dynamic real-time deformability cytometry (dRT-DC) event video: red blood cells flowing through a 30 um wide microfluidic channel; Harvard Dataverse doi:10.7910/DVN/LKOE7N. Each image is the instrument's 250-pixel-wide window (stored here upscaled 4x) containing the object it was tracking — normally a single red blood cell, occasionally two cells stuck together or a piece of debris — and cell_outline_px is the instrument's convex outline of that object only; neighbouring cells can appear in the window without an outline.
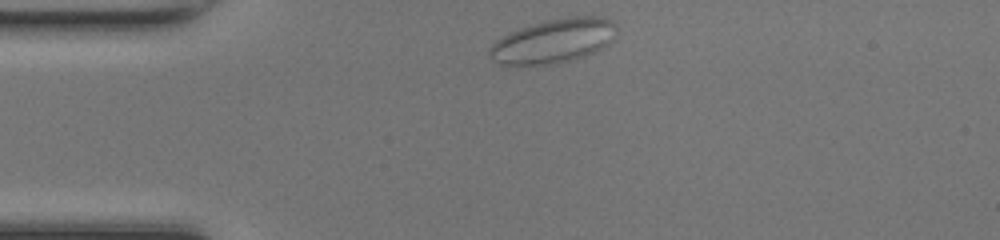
{"species": "common noctule bat (a hibernating species)", "species_latin": "Nyctalus noctula", "temperature_condition": "room temperature", "stored_images_in_passage": 40, "camera_frame_rate_fps": 3000, "um_per_image_px": 0.085, "animal": {"sex": "female", "body_mass_g": 17.0, "forearm_length_mm": 48.0}, "frame": {"image": 1, "passage_image": 1, "time_ms": 0.0, "image_size_px": [1000, 240], "cell_outline_px": [[612, 40], [608, 44], [592, 52], [568, 60], [548, 64], [504, 64], [492, 60], [488, 56], [488, 52], [492, 44], [496, 40], [520, 28], [548, 20], [576, 16], [604, 16], [612, 20]], "centroid_in_image_um": [47.0, 3.47], "position_along_channel_um": 38.0, "area_um2": 31.56}}
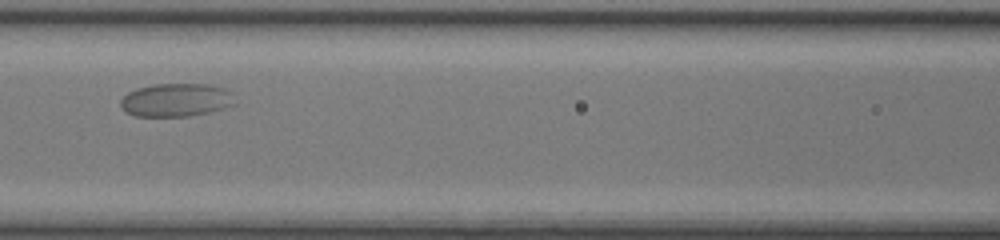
{"frame": {"image": 2, "passage_image": 12, "time_ms": 3.667, "image_size_px": [1000, 240], "cell_outline_px": [[236, 104], [224, 108], [208, 112], [188, 116], [136, 116], [128, 112], [120, 104], [120, 100], [128, 92], [136, 88], [156, 84], [208, 84], [224, 88], [228, 92]], "centroid_in_image_um": [14.95, 8.49], "position_along_channel_um": 151.6, "area_um2": 21.85}}
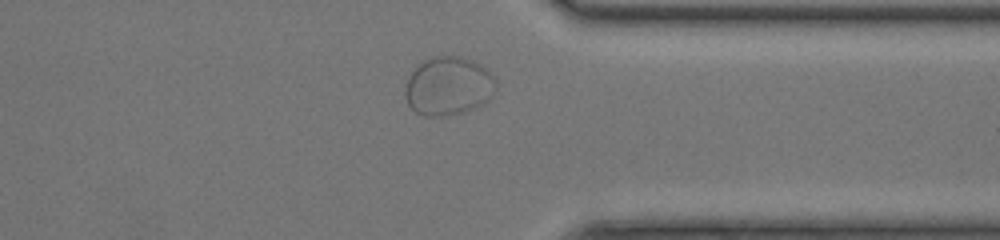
{"frame": {"image": 3, "passage_image": 29, "time_ms": 9.333, "image_size_px": [1000, 240], "cell_outline_px": [[496, 88], [492, 96], [484, 104], [464, 112], [448, 116], [424, 116], [416, 112], [408, 104], [404, 96], [404, 88], [408, 76], [424, 60], [436, 56], [460, 56], [472, 60], [480, 64], [496, 80]], "centroid_in_image_um": [38.1, 7.34], "position_along_channel_um": 373.3, "area_um2": 31.15}}